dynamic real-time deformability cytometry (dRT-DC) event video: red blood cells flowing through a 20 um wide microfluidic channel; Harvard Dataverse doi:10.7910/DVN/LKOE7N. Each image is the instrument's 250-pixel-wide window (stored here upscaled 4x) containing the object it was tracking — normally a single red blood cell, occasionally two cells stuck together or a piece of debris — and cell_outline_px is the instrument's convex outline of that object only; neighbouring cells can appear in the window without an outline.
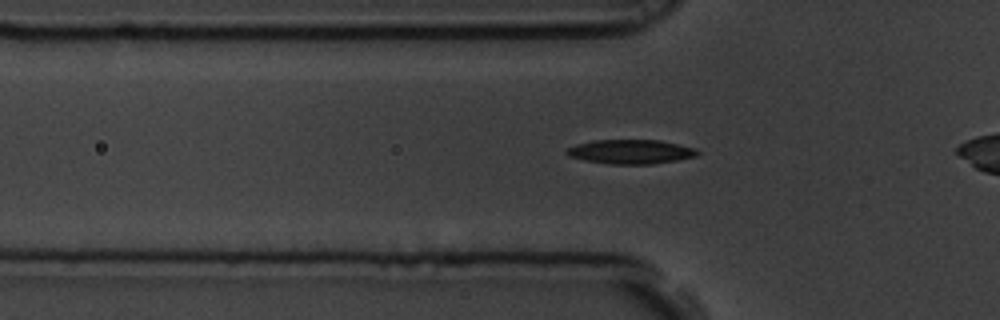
{"species": "common noctule bat (a hibernating species)", "species_latin": "Nyctalus noctula", "temperature_condition": "room temperature", "stored_images_in_passage": 42, "camera_frame_rate_fps": 3000, "um_per_image_px": 0.085, "animal": {"sex": "male", "body_mass_g": 19.5, "forearm_length_mm": 54.6}, "frame": {"image": 1, "passage_image": 13, "time_ms": 4.0, "image_size_px": [1000, 320], "cell_outline_px": [[700, 152], [696, 156], [676, 160], [652, 164], [608, 164], [584, 160], [568, 156], [564, 152], [568, 148], [576, 144], [592, 140], [660, 140], [696, 148]], "centroid_in_image_um": [53.59, 12.89], "position_along_channel_um": 72.2, "area_um2": 18.55}}
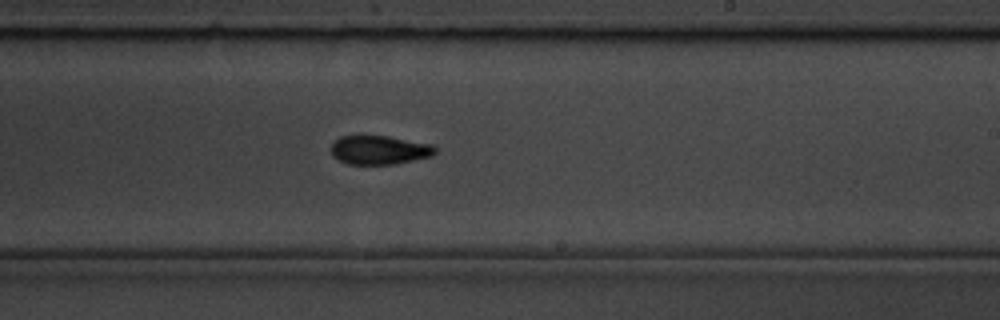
{"frame": {"image": 2, "passage_image": 29, "time_ms": 9.333, "image_size_px": [1000, 320], "cell_outline_px": [[436, 152], [432, 156], [396, 164], [348, 164], [332, 156], [332, 144], [340, 136], [360, 132], [388, 136], [432, 144], [436, 148]], "centroid_in_image_um": [32.22, 12.7], "position_along_channel_um": 256.8, "area_um2": 18.15}}
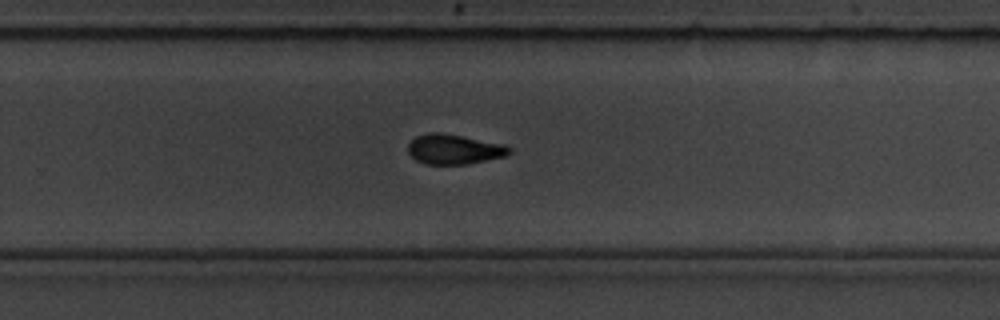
{"frame": {"image": 3, "passage_image": 32, "time_ms": 10.333, "image_size_px": [1000, 320], "cell_outline_px": [[512, 152], [504, 156], [468, 164], [424, 164], [416, 160], [408, 152], [408, 144], [416, 136], [428, 132], [440, 132], [464, 136], [504, 144], [512, 148]], "centroid_in_image_um": [38.6, 12.68], "position_along_channel_um": 291.2, "area_um2": 17.74}}